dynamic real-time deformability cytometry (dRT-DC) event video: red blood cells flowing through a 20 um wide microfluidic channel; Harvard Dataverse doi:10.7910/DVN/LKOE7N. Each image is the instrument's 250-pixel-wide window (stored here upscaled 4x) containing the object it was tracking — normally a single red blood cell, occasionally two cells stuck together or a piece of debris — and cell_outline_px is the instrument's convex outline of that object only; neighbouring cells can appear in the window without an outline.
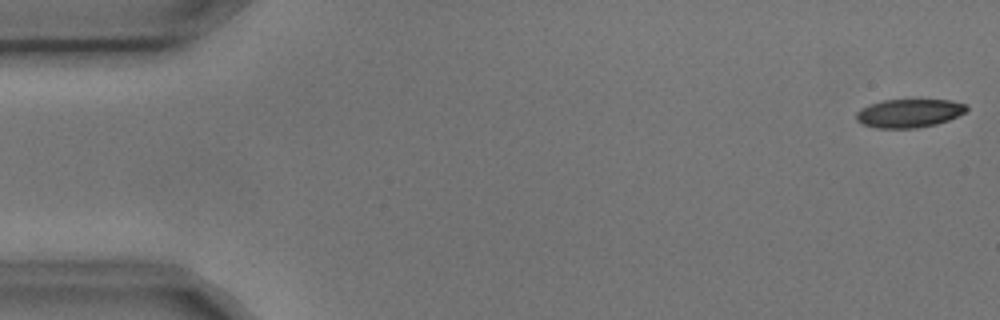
{"species": "common noctule bat (a hibernating species)", "species_latin": "Nyctalus noctula", "temperature_condition": "cold", "stored_images_in_passage": 4, "camera_frame_rate_fps": 3000, "um_per_image_px": 0.085, "animal": {"sex": "male", "body_mass_g": 17.9, "forearm_length_mm": 54.2}, "frame": {"image": 1, "passage_image": 1, "time_ms": 0.0, "image_size_px": [1000, 320], "cell_outline_px": [[968, 108], [964, 112], [948, 120], [936, 124], [916, 128], [876, 128], [860, 124], [856, 120], [856, 112], [860, 108], [884, 100], [952, 100], [968, 104]], "centroid_in_image_um": [77.26, 9.62], "position_along_channel_um": 7.7, "area_um2": 18.32}}